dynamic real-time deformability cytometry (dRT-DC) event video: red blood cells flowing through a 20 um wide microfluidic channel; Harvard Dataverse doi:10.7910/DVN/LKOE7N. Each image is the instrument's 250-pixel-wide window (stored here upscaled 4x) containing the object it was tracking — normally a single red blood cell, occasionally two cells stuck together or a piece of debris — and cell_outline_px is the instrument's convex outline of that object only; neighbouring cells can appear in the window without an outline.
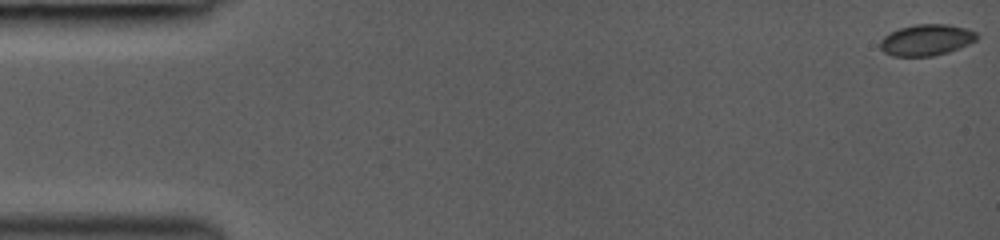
{"species": "common noctule bat (a hibernating species)", "species_latin": "Nyctalus noctula", "temperature_condition": "room temperature", "stored_images_in_passage": 46, "camera_frame_rate_fps": 3000, "um_per_image_px": 0.085, "animal": {"sex": "female", "body_mass_g": 19.0, "forearm_length_mm": 53.3}, "frame": {"image": 1, "passage_image": 1, "time_ms": 0.0, "image_size_px": [1000, 240], "cell_outline_px": [[980, 36], [976, 40], [968, 44], [948, 52], [932, 56], [892, 56], [884, 52], [880, 48], [880, 40], [888, 32], [900, 28], [916, 24], [948, 24], [964, 28], [976, 32]], "centroid_in_image_um": [78.72, 3.39], "position_along_channel_um": 6.3, "area_um2": 17.63}}
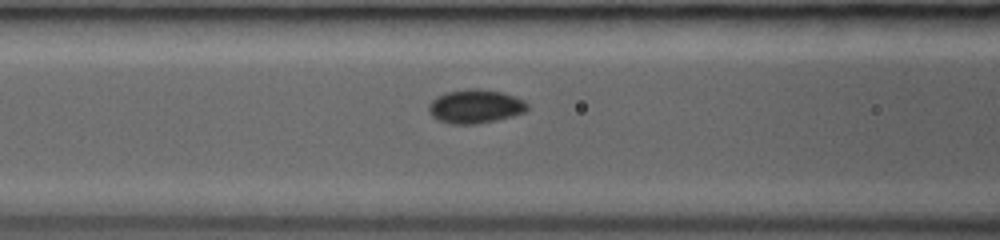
{"frame": {"image": 2, "passage_image": 20, "time_ms": 6.333, "image_size_px": [1000, 240], "cell_outline_px": [[528, 108], [524, 112], [512, 116], [496, 120], [476, 124], [452, 124], [436, 120], [428, 112], [428, 104], [436, 96], [448, 92], [468, 88], [476, 88], [500, 92], [516, 96], [524, 100], [528, 104]], "centroid_in_image_um": [40.38, 9.04], "position_along_channel_um": 126.2, "area_um2": 19.54}}
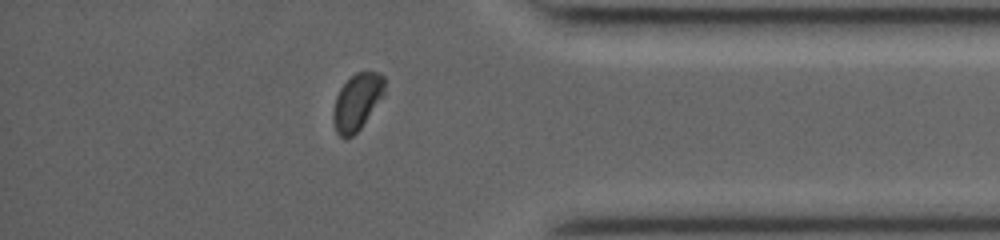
{"frame": {"image": 3, "passage_image": 40, "time_ms": 13.0, "image_size_px": [1000, 240], "cell_outline_px": [[384, 96], [360, 128], [352, 136], [340, 136], [336, 132], [332, 120], [332, 112], [336, 96], [340, 88], [356, 72], [376, 72], [384, 76]], "centroid_in_image_um": [30.34, 8.65], "position_along_channel_um": 404.9, "area_um2": 16.76}, "authors_computed_cell_mechanics": {"area_um2": 17.6868, "velocity_mm_per_s": 4.3134, "shape_relaxation_time_tau1_ms": 1.9104, "shape_relaxation_time_tau2_ms": null, "deformation_change_tau1": 0.0752, "deformation_change_tau2": null}}